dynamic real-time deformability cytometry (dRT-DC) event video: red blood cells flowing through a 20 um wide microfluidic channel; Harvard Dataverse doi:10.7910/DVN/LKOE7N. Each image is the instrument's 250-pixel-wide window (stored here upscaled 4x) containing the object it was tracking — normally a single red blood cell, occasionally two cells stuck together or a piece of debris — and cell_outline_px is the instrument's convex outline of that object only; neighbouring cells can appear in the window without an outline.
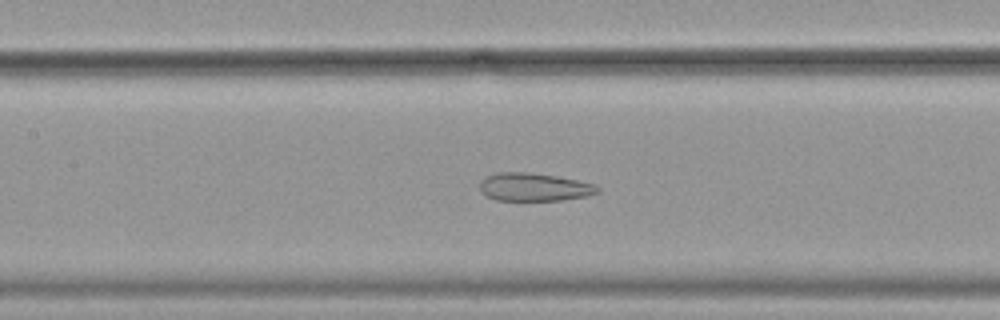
{"species": "common noctule bat (a hibernating species)", "species_latin": "Nyctalus noctula", "temperature_condition": "cold", "stored_images_in_passage": 57, "camera_frame_rate_fps": 3000, "um_per_image_px": 0.085, "animal": {"sex": "female", "body_mass_g": 19.9}, "frame": {"image": 1, "passage_image": 26, "time_ms": 8.333, "image_size_px": [1000, 320], "cell_outline_px": [[600, 192], [588, 196], [564, 200], [496, 200], [480, 192], [480, 180], [496, 172], [528, 172], [556, 176], [596, 184], [600, 188]], "centroid_in_image_um": [45.42, 15.9], "position_along_channel_um": 162.0, "area_um2": 19.36}}
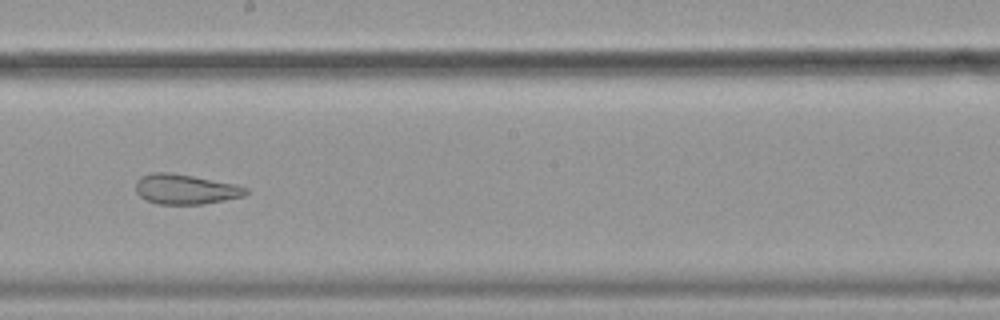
{"frame": {"image": 2, "passage_image": 32, "time_ms": 10.333, "image_size_px": [1000, 320], "cell_outline_px": [[248, 192], [244, 196], [204, 204], [156, 204], [140, 196], [136, 192], [136, 180], [140, 176], [152, 172], [172, 172], [236, 184], [248, 188]], "centroid_in_image_um": [15.75, 16.07], "position_along_channel_um": 232.4, "area_um2": 19.36}}
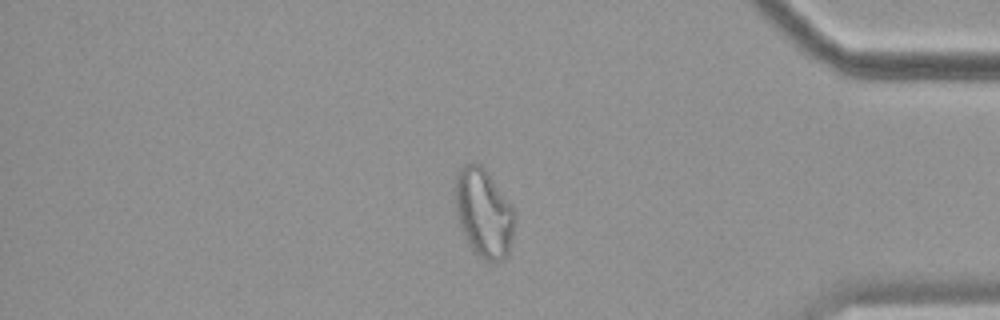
{"frame": {"image": 3, "passage_image": 48, "time_ms": 15.667, "image_size_px": [1000, 320], "cell_outline_px": [[516, 216], [508, 256], [500, 260], [484, 260], [468, 244], [464, 236], [456, 216], [456, 176], [460, 168], [468, 164], [480, 164], [488, 172], [516, 212]], "centroid_in_image_um": [41.13, 18.11], "position_along_channel_um": 394.1, "area_um2": 30.4}, "authors_computed_cell_mechanics": {"area_um2": 27.9174, "velocity_mm_per_s": 3.5463, "shape_relaxation_time_tau1_ms": null, "shape_relaxation_time_tau2_ms": 1.8676, "deformation_change_tau1": null, "deformation_change_tau2": 0.1039}}